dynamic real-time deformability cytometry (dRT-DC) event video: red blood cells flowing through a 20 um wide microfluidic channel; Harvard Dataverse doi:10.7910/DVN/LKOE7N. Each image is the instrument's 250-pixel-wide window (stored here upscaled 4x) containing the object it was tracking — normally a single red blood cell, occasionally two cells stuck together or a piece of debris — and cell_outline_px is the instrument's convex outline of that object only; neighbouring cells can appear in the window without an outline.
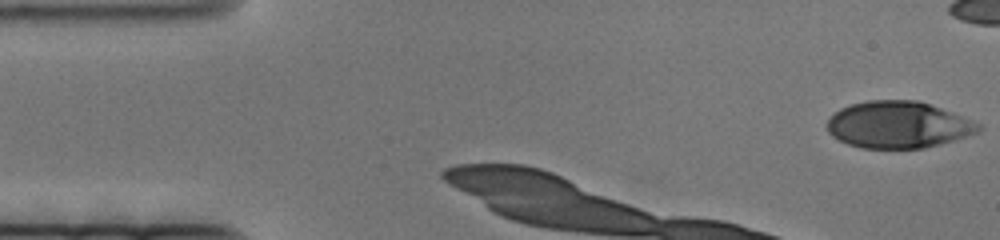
{"species": "human", "species_latin": "Homo sapiens", "temperature_condition": "cold", "stored_images_in_passage": 28, "camera_frame_rate_fps": 3000, "um_per_image_px": 0.085, "donor": {"sex": "female"}, "frame": {"image": 1, "passage_image": 1, "time_ms": 0.0, "image_size_px": [1000, 240], "cell_outline_px": [[984, 128], [980, 132], [924, 148], [860, 148], [848, 144], [832, 136], [828, 132], [828, 120], [840, 108], [852, 104], [868, 100], [916, 100], [940, 108], [972, 120], [980, 124]], "centroid_in_image_um": [76.35, 10.61], "position_along_channel_um": 8.7, "area_um2": 40.92}}